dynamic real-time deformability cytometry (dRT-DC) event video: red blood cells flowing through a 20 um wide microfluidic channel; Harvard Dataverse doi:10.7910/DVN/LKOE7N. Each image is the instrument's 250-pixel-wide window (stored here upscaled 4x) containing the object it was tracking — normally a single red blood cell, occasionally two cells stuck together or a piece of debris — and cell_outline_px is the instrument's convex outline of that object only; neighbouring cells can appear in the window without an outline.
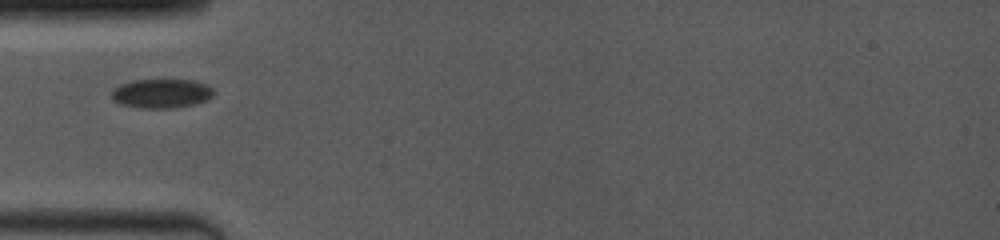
{"species": "common noctule bat (a hibernating species)", "species_latin": "Nyctalus noctula", "temperature_condition": "room temperature", "stored_images_in_passage": 30, "camera_frame_rate_fps": 4000, "um_per_image_px": 0.085, "animal": {"sex": "female", "body_mass_g": 19.0, "forearm_length_mm": 53.3}, "frame": {"image": 1, "passage_image": 1, "time_ms": 0.0, "image_size_px": [1000, 240], "cell_outline_px": [[212, 96], [208, 100], [192, 104], [172, 108], [140, 108], [120, 104], [112, 100], [112, 88], [120, 84], [132, 80], [192, 80], [208, 84], [212, 88]], "centroid_in_image_um": [13.69, 7.94], "position_along_channel_um": 71.3, "area_um2": 17.4}}